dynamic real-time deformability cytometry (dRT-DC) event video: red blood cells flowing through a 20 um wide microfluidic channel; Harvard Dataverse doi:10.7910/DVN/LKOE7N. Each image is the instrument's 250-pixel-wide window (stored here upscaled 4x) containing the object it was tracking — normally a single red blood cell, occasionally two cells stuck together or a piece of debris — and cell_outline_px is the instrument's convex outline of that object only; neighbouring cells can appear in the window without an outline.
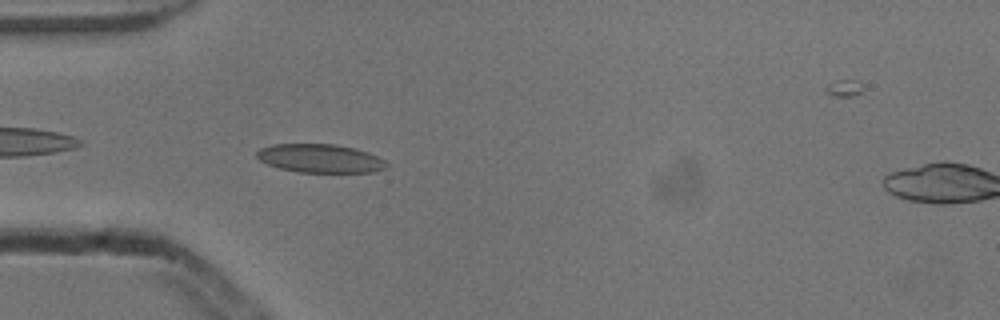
{"species": "common noctule bat (a hibernating species)", "species_latin": "Nyctalus noctula", "temperature_condition": "cold", "stored_images_in_passage": 41, "camera_frame_rate_fps": 3000, "um_per_image_px": 0.085, "animal": {"sex": "male", "body_mass_g": 13.3}, "frame": {"image": 1, "passage_image": 3, "time_ms": 0.667, "image_size_px": [1000, 320], "cell_outline_px": [[388, 168], [372, 172], [296, 172], [280, 168], [268, 164], [260, 160], [256, 156], [256, 152], [260, 148], [272, 144], [336, 144], [356, 148], [368, 152], [384, 160], [388, 164]], "centroid_in_image_um": [27.22, 13.46], "position_along_channel_um": 57.8, "area_um2": 21.68}}
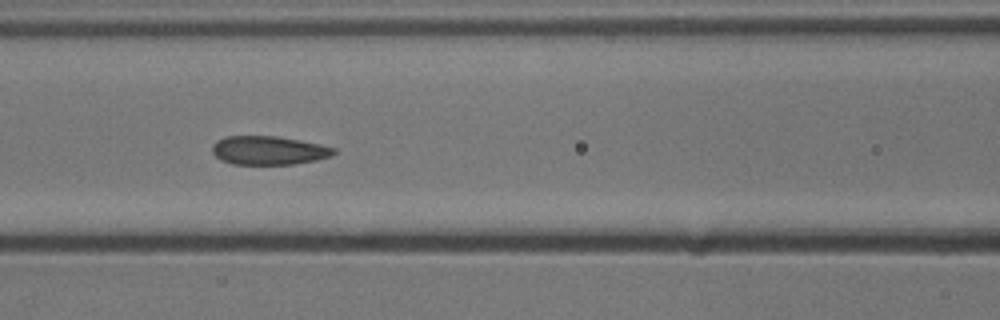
{"frame": {"image": 2, "passage_image": 10, "time_ms": 3.0, "image_size_px": [1000, 320], "cell_outline_px": [[336, 152], [332, 156], [316, 160], [296, 164], [232, 164], [220, 160], [212, 152], [212, 144], [216, 140], [224, 136], [276, 136], [300, 140], [320, 144], [336, 148]], "centroid_in_image_um": [22.83, 12.78], "position_along_channel_um": 143.8, "area_um2": 20.52}}
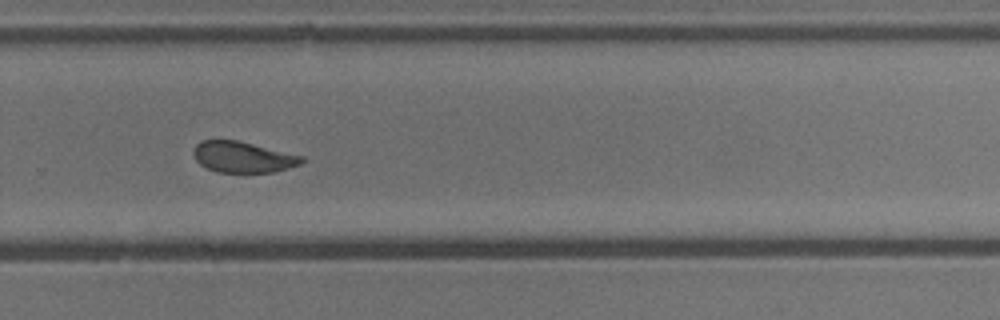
{"frame": {"image": 3, "passage_image": 23, "time_ms": 7.333, "image_size_px": [1000, 320], "cell_outline_px": [[304, 160], [300, 164], [276, 172], [216, 172], [200, 164], [196, 160], [192, 152], [196, 144], [200, 140], [236, 140], [304, 156]], "centroid_in_image_um": [20.63, 13.35], "position_along_channel_um": 309.2, "area_um2": 19.48}, "authors_computed_cell_mechanics": {"area_um2": 20.9814, "velocity_mm_per_s": 3.8407, "shape_relaxation_time_tau1_ms": 4.2803, "shape_relaxation_time_tau2_ms": 1.4064, "deformation_change_tau1": 0.1049, "deformation_change_tau2": 0.0457}}